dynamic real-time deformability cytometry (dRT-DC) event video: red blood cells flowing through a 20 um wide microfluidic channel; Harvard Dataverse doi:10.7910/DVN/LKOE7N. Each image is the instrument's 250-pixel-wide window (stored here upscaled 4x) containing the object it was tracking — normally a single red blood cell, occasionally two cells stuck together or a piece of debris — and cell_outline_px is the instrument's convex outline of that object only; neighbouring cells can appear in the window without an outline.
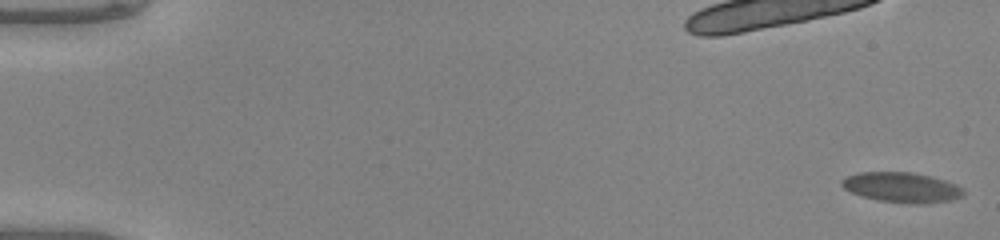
{"species": "common noctule bat (a hibernating species)", "species_latin": "Nyctalus noctula", "temperature_condition": "warm", "stored_images_in_passage": 51, "camera_frame_rate_fps": 3000, "um_per_image_px": 0.085, "animal": {"sex": "male", "body_mass_g": 20.0, "forearm_length_mm": 53.3}, "frame": {"image": 1, "passage_image": 1, "time_ms": 0.0, "image_size_px": [1000, 240], "cell_outline_px": [[964, 196], [948, 200], [924, 204], [916, 204], [880, 200], [864, 196], [852, 192], [844, 188], [840, 184], [848, 176], [860, 172], [912, 172], [944, 180], [956, 184], [964, 192]], "centroid_in_image_um": [76.67, 15.92], "position_along_channel_um": 8.3, "area_um2": 20.87}}
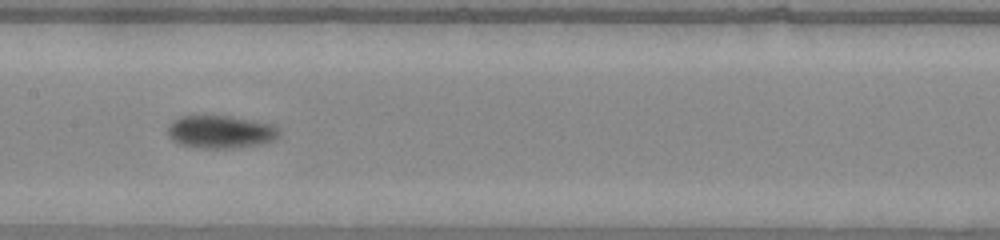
{"frame": {"image": 2, "passage_image": 27, "time_ms": 8.667, "image_size_px": [1000, 240], "cell_outline_px": [[276, 136], [272, 140], [260, 144], [240, 148], [204, 148], [180, 144], [172, 140], [168, 136], [168, 124], [172, 120], [180, 116], [228, 116], [268, 124], [276, 128]], "centroid_in_image_um": [18.64, 11.22], "position_along_channel_um": 188.8, "area_um2": 20.87}}
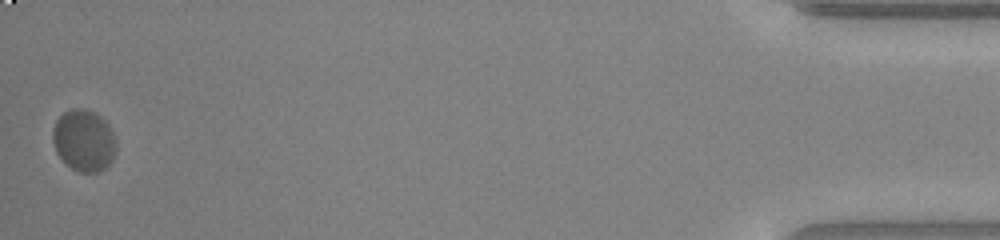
{"frame": {"image": 3, "passage_image": 51, "time_ms": 16.667, "image_size_px": [1000, 240], "cell_outline_px": [[116, 152], [112, 160], [100, 172], [80, 172], [72, 168], [56, 152], [52, 140], [52, 132], [56, 120], [64, 112], [72, 108], [84, 108], [96, 112], [112, 128], [116, 140]], "centroid_in_image_um": [7.15, 11.92], "position_along_channel_um": 428.1, "area_um2": 22.95}}